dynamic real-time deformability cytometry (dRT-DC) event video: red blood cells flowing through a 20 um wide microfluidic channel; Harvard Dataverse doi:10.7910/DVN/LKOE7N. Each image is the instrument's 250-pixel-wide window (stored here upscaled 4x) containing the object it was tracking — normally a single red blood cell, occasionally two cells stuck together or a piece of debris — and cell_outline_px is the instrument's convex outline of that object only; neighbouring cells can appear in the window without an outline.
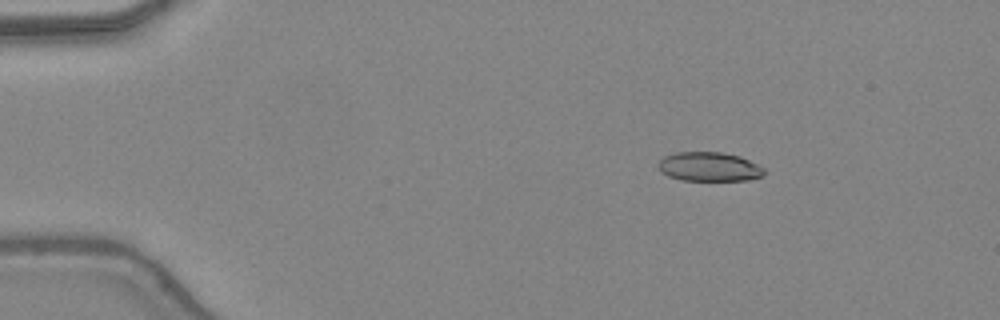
{"species": "common noctule bat (a hibernating species)", "species_latin": "Nyctalus noctula", "temperature_condition": "warm", "stored_images_in_passage": 45, "camera_frame_rate_fps": 3000, "um_per_image_px": 0.085, "animal": {"sex": "female", "body_mass_g": 24.6, "forearm_length_mm": 56.2}, "frame": {"image": 1, "passage_image": 6, "time_ms": 1.667, "image_size_px": [1000, 320], "cell_outline_px": [[764, 176], [748, 180], [680, 180], [668, 176], [660, 172], [656, 164], [664, 156], [676, 152], [720, 152], [740, 156], [764, 168]], "centroid_in_image_um": [60.24, 14.17], "position_along_channel_um": 24.8, "area_um2": 18.09}}
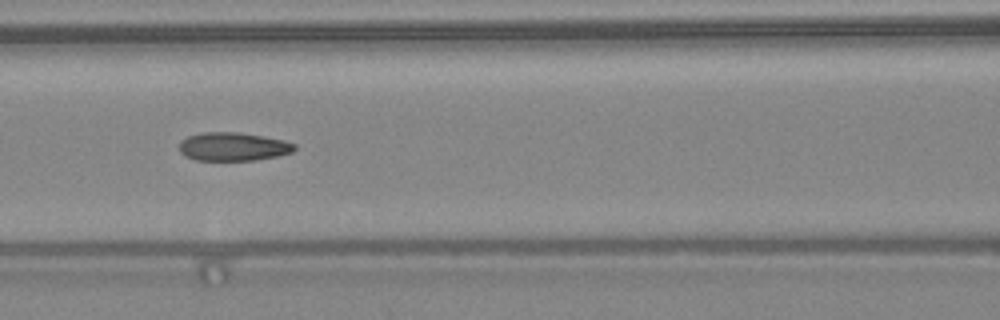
{"frame": {"image": 2, "passage_image": 20, "time_ms": 6.333, "image_size_px": [1000, 320], "cell_outline_px": [[296, 148], [292, 152], [276, 156], [256, 160], [196, 160], [184, 156], [180, 152], [180, 140], [188, 136], [200, 132], [236, 132], [264, 136], [284, 140], [296, 144]], "centroid_in_image_um": [19.8, 12.46], "position_along_channel_um": 146.8, "area_um2": 19.19}}
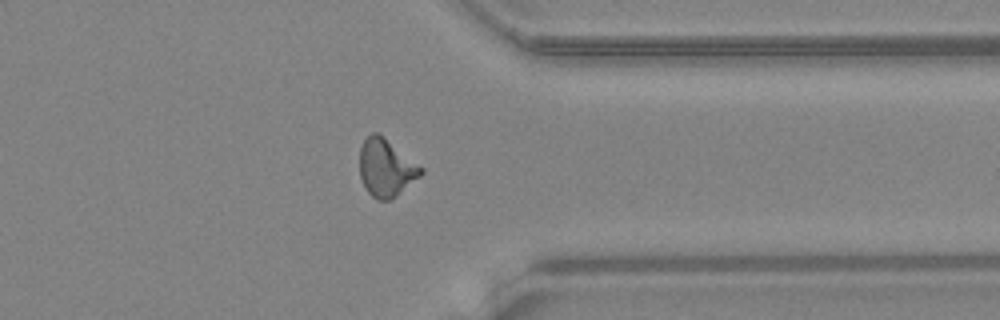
{"frame": {"image": 3, "passage_image": 36, "time_ms": 11.667, "image_size_px": [1000, 320], "cell_outline_px": [[424, 172], [420, 176], [388, 200], [376, 200], [368, 192], [360, 176], [360, 148], [364, 140], [372, 132], [376, 132], [384, 136], [424, 168]], "centroid_in_image_um": [32.81, 14.23], "position_along_channel_um": 378.6, "area_um2": 20.29}, "authors_computed_cell_mechanics": {"area_um2": 19.363, "velocity_mm_per_s": 4.4352, "shape_relaxation_time_tau1_ms": null, "shape_relaxation_time_tau2_ms": 1.4267, "deformation_change_tau1": null, "deformation_change_tau2": 0.0878}}